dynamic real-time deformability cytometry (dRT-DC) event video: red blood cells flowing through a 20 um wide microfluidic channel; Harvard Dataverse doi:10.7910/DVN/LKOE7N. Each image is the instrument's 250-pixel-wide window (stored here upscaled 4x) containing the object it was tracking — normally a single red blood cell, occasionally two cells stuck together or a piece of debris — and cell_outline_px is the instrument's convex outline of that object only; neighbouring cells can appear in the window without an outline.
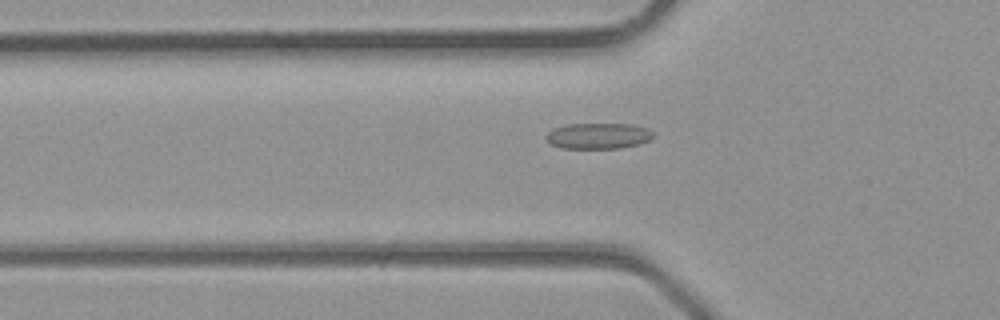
{"species": "common noctule bat (a hibernating species)", "species_latin": "Nyctalus noctula", "temperature_condition": "room temperature", "stored_images_in_passage": 36, "camera_frame_rate_fps": 3000, "um_per_image_px": 0.085, "animal": {"sex": "male", "body_mass_g": 23.1, "forearm_length_mm": 52.7}, "frame": {"image": 1, "passage_image": 11, "time_ms": 3.333, "image_size_px": [1000, 320], "cell_outline_px": [[656, 136], [640, 144], [620, 148], [564, 148], [552, 144], [544, 140], [544, 136], [552, 128], [568, 124], [632, 124], [648, 128]], "centroid_in_image_um": [50.85, 11.54], "position_along_channel_um": 75.0, "area_um2": 16.3}}
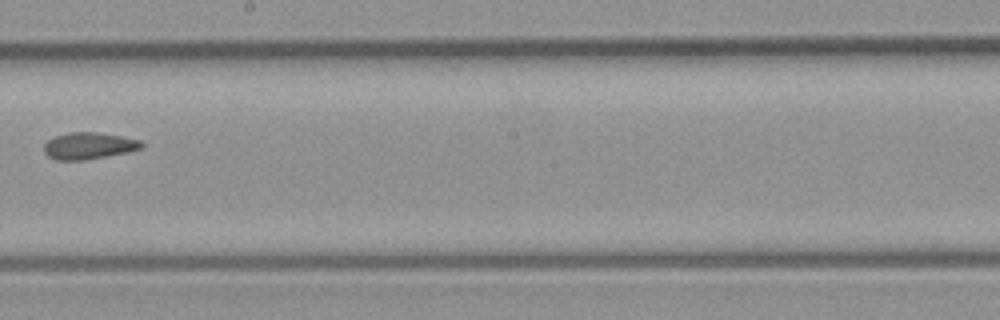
{"frame": {"image": 2, "passage_image": 20, "time_ms": 6.333, "image_size_px": [1000, 320], "cell_outline_px": [[144, 148], [128, 152], [84, 160], [56, 160], [48, 156], [44, 152], [44, 144], [48, 140], [56, 136], [68, 132], [96, 132], [120, 136], [140, 140], [144, 144]], "centroid_in_image_um": [7.55, 12.39], "position_along_channel_um": 240.6, "area_um2": 15.2}}
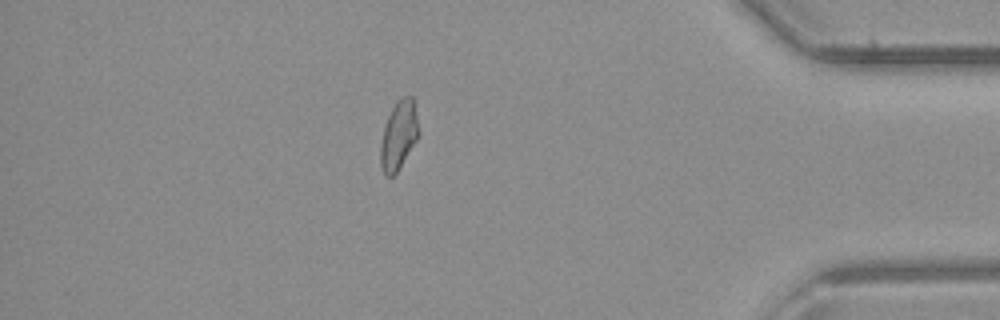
{"frame": {"image": 3, "passage_image": 31, "time_ms": 10.0, "image_size_px": [1000, 320], "cell_outline_px": [[420, 136], [396, 172], [392, 176], [388, 176], [384, 172], [380, 164], [380, 144], [384, 128], [388, 116], [396, 100], [400, 96], [412, 96], [420, 132]], "centroid_in_image_um": [33.9, 11.47], "position_along_channel_um": 401.3, "area_um2": 15.26}}